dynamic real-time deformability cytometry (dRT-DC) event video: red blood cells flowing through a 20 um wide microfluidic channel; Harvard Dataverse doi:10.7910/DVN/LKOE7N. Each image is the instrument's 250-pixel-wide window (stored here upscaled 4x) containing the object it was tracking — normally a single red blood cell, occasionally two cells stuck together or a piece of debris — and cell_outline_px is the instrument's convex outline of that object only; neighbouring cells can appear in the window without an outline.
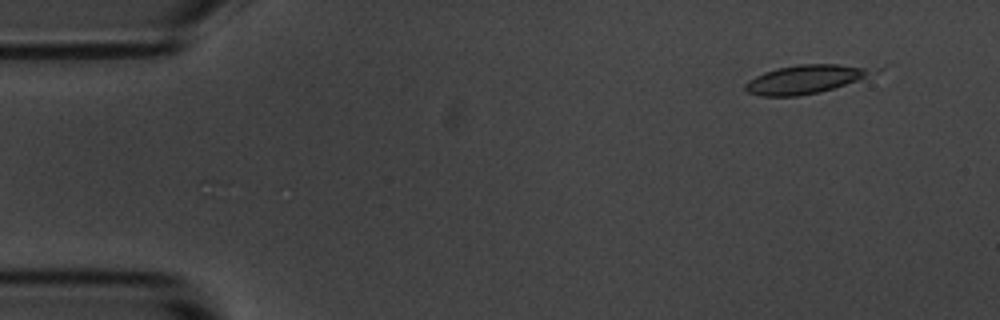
{"species": "common noctule bat (a hibernating species)", "species_latin": "Nyctalus noctula", "temperature_condition": "room temperature", "stored_images_in_passage": 15, "camera_frame_rate_fps": 3000, "um_per_image_px": 0.085, "animal": {"sex": "male", "body_mass_g": 20.1, "forearm_length_mm": 53.5}, "frame": {"image": 1, "passage_image": 1, "time_ms": 0.0, "image_size_px": [1000, 320], "cell_outline_px": [[872, 72], [856, 80], [820, 92], [796, 96], [760, 96], [748, 92], [744, 88], [744, 84], [748, 80], [764, 72], [776, 68], [796, 64], [840, 64], [864, 68]], "centroid_in_image_um": [68.25, 6.75], "position_along_channel_um": 16.7, "area_um2": 20.58}}
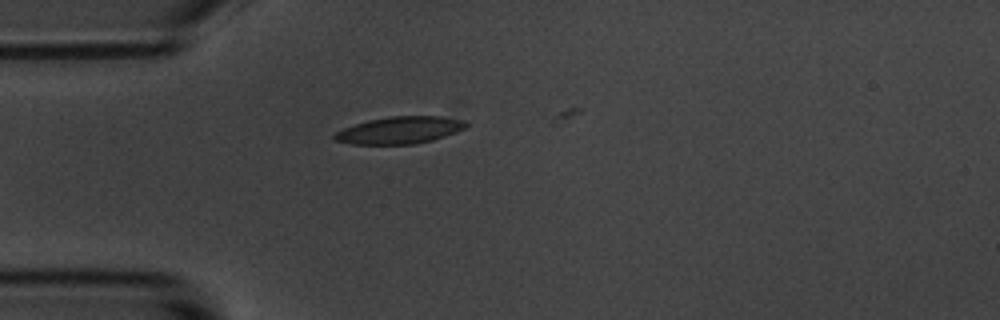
{"frame": {"image": 2, "passage_image": 11, "time_ms": 3.333, "image_size_px": [1000, 320], "cell_outline_px": [[468, 124], [464, 128], [444, 136], [432, 140], [412, 144], [352, 144], [332, 140], [332, 136], [336, 132], [344, 128], [368, 120], [388, 116], [440, 116], [464, 120]], "centroid_in_image_um": [33.93, 11.06], "position_along_channel_um": 51.1, "area_um2": 20.63}}